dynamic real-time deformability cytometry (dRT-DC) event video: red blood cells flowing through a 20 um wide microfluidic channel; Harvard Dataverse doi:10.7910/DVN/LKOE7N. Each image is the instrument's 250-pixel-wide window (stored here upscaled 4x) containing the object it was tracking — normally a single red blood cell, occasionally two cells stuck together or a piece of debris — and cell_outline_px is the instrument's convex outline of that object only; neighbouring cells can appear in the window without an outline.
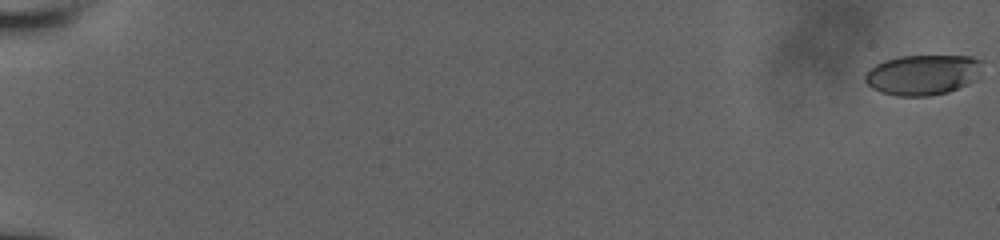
{"species": "human", "species_latin": "Homo sapiens", "temperature_condition": "room temperature", "stored_images_in_passage": 23, "camera_frame_rate_fps": 3000, "um_per_image_px": 0.085, "donor": {"sex": "male"}, "frame": {"image": 1, "passage_image": 1, "time_ms": 0.0, "image_size_px": [1000, 240], "cell_outline_px": [[980, 60], [972, 80], [968, 84], [948, 92], [928, 96], [896, 96], [880, 92], [872, 88], [864, 80], [864, 76], [868, 68], [884, 60], [900, 56], [972, 56]], "centroid_in_image_um": [78.32, 6.36], "position_along_channel_um": 6.7, "area_um2": 27.17}}
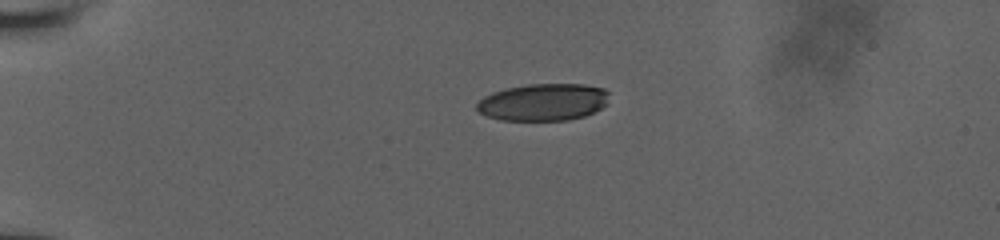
{"frame": {"image": 2, "passage_image": 15, "time_ms": 5.333, "image_size_px": [1000, 240], "cell_outline_px": [[608, 104], [584, 116], [568, 120], [500, 120], [488, 116], [480, 112], [476, 108], [476, 104], [484, 96], [492, 92], [508, 88], [528, 84], [584, 84], [604, 88], [608, 92]], "centroid_in_image_um": [46.19, 8.68], "position_along_channel_um": 38.8, "area_um2": 28.61}}